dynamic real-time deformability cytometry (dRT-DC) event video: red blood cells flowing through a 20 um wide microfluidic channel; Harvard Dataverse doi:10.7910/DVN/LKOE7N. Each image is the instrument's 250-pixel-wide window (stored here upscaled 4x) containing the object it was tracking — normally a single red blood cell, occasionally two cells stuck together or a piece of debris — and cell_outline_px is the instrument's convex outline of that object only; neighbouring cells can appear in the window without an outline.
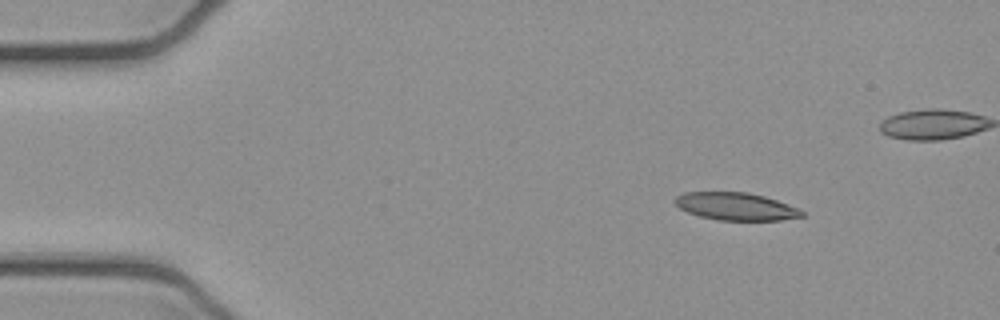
{"species": "common noctule bat (a hibernating species)", "species_latin": "Nyctalus noctula", "temperature_condition": "cold", "stored_images_in_passage": 5, "camera_frame_rate_fps": 3000, "um_per_image_px": 0.085, "animal": {"sex": "female", "body_mass_g": 21.9}, "frame": {"image": 1, "passage_image": 2, "time_ms": 0.333, "image_size_px": [1000, 320], "cell_outline_px": [[804, 216], [780, 220], [720, 220], [700, 216], [688, 212], [680, 208], [672, 200], [676, 196], [684, 192], [748, 192], [764, 196], [788, 204], [804, 212]], "centroid_in_image_um": [62.52, 17.54], "position_along_channel_um": 22.5, "area_um2": 20.29}}